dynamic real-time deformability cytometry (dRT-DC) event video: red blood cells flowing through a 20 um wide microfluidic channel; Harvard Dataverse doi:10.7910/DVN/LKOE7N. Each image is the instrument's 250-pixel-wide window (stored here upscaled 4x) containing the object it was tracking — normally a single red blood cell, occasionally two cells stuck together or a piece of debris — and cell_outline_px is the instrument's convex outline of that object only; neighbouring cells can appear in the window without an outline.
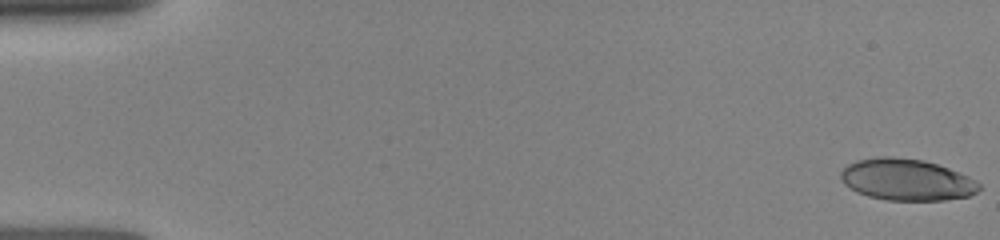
{"species": "human", "species_latin": "Homo sapiens", "temperature_condition": "room temperature", "stored_images_in_passage": 35, "camera_frame_rate_fps": 3000, "um_per_image_px": 0.085, "donor": {"sex": "female"}, "frame": {"image": 1, "passage_image": 1, "time_ms": 0.0, "image_size_px": [1000, 240], "cell_outline_px": [[980, 188], [976, 192], [968, 196], [944, 200], [888, 200], [868, 196], [856, 192], [844, 184], [840, 180], [840, 172], [848, 164], [856, 160], [880, 156], [892, 156], [924, 160], [960, 172], [976, 180], [980, 184]], "centroid_in_image_um": [77.04, 15.27], "position_along_channel_um": 8.0, "area_um2": 33.64}}
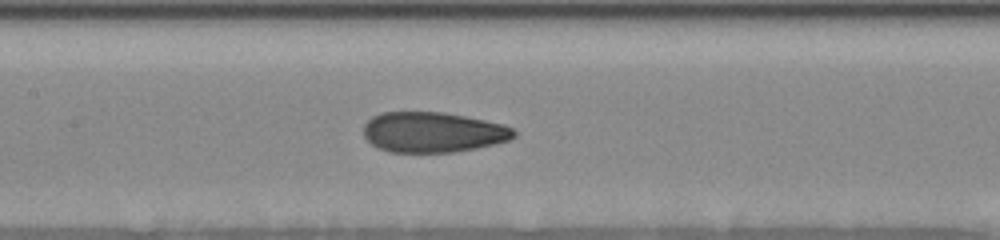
{"frame": {"image": 2, "passage_image": 19, "time_ms": 7.667, "image_size_px": [1000, 240], "cell_outline_px": [[516, 136], [508, 140], [496, 144], [476, 148], [452, 152], [388, 152], [372, 144], [364, 136], [364, 124], [372, 116], [380, 112], [444, 112], [504, 124], [512, 128], [516, 132]], "centroid_in_image_um": [36.8, 11.23], "position_along_channel_um": 170.6, "area_um2": 35.37}}
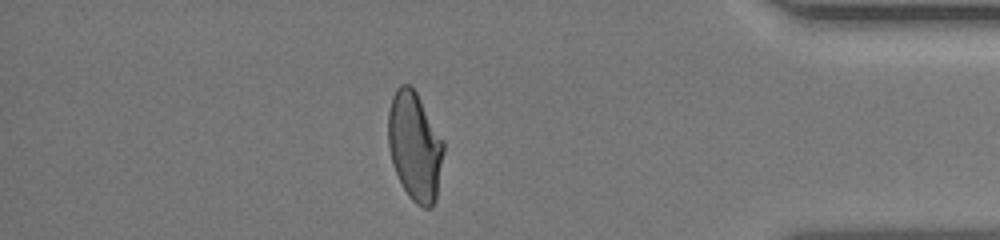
{"frame": {"image": 3, "passage_image": 32, "time_ms": 14.0, "image_size_px": [1000, 240], "cell_outline_px": [[444, 152], [436, 200], [432, 208], [424, 208], [416, 204], [412, 200], [404, 188], [392, 164], [388, 144], [388, 112], [392, 96], [396, 88], [400, 84], [408, 84], [416, 92], [444, 140]], "centroid_in_image_um": [35.26, 12.44], "position_along_channel_um": 399.9, "area_um2": 35.2}}